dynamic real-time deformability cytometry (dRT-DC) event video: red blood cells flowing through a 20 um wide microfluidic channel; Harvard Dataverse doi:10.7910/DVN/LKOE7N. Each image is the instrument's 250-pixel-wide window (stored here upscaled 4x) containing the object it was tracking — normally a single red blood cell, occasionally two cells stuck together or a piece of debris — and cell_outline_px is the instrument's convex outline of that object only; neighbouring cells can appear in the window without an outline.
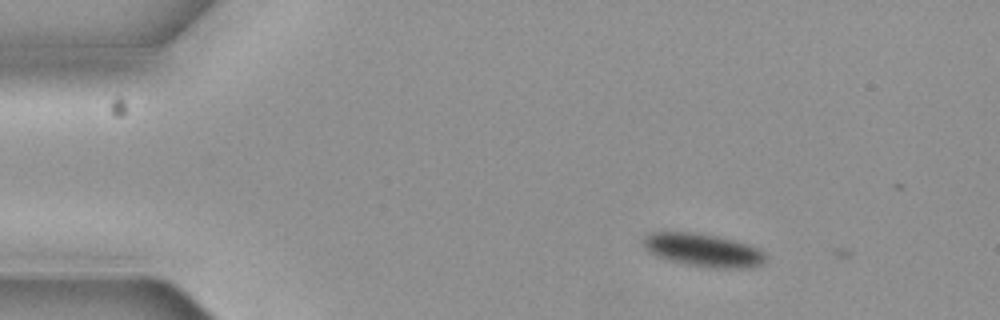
{"species": "common noctule bat (a hibernating species)", "species_latin": "Nyctalus noctula", "temperature_condition": "cold", "stored_images_in_passage": 3, "camera_frame_rate_fps": 3000, "um_per_image_px": 0.085, "animal": {"sex": "female", "body_mass_g": 19.3, "forearm_length_mm": 54.1}, "frame": {"image": 1, "passage_image": 2, "time_ms": 0.333, "image_size_px": [1000, 320], "cell_outline_px": [[768, 260], [764, 264], [752, 268], [712, 268], [688, 264], [668, 260], [656, 256], [648, 252], [644, 248], [644, 236], [648, 232], [688, 232], [716, 236], [732, 240], [756, 248], [764, 252], [768, 256]], "centroid_in_image_um": [59.78, 21.28], "position_along_channel_um": 25.2, "area_um2": 23.58}}